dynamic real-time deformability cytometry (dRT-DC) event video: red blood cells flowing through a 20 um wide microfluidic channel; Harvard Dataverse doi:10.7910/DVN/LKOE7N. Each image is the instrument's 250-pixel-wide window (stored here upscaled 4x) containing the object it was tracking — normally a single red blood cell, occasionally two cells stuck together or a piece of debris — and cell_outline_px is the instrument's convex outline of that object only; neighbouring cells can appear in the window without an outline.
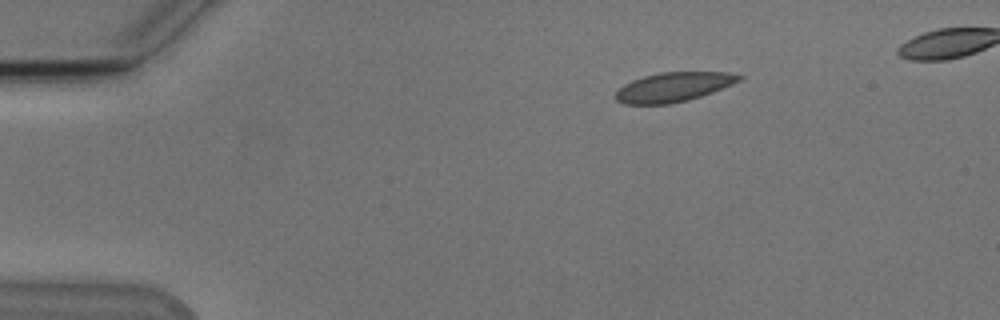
{"species": "Egyptian fruit bat (a non-hibernating species)", "species_latin": "Rousettus aegyptiacus", "temperature_condition": "cold", "stored_images_in_passage": 44, "camera_frame_rate_fps": 3000, "um_per_image_px": 0.085, "animal": {"sex": "male"}, "frame": {"image": 1, "passage_image": 1, "time_ms": 0.0, "image_size_px": [1000, 320], "cell_outline_px": [[744, 76], [740, 80], [732, 84], [712, 92], [688, 100], [668, 104], [624, 104], [616, 100], [616, 92], [624, 84], [632, 80], [644, 76], [660, 72], [728, 72]], "centroid_in_image_um": [57.24, 7.39], "position_along_channel_um": 27.8, "area_um2": 20.98}}
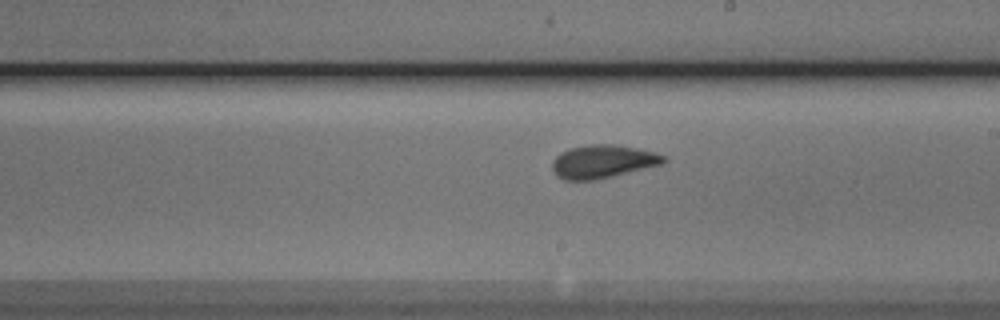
{"frame": {"image": 2, "passage_image": 23, "time_ms": 7.333, "image_size_px": [1000, 320], "cell_outline_px": [[668, 160], [664, 164], [612, 176], [592, 180], [564, 180], [552, 168], [552, 160], [560, 152], [568, 148], [588, 144], [612, 144], [636, 148], [656, 152], [668, 156]], "centroid_in_image_um": [51.28, 13.71], "position_along_channel_um": 237.7, "area_um2": 21.68}}
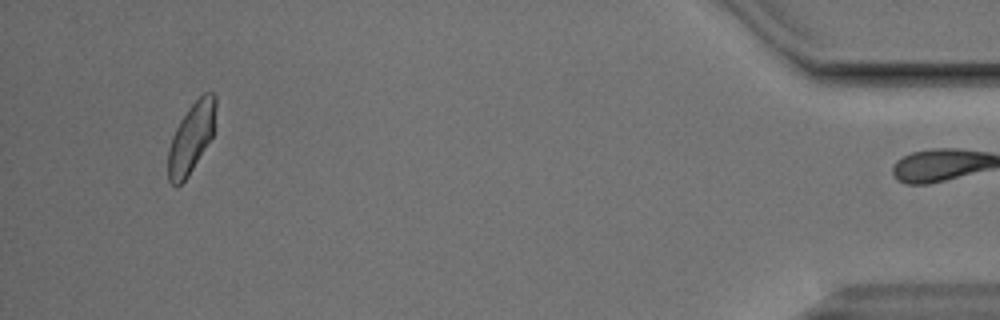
{"frame": {"image": 3, "passage_image": 43, "time_ms": 14.0, "image_size_px": [1000, 320], "cell_outline_px": [[216, 108], [212, 136], [188, 176], [176, 188], [168, 180], [168, 148], [172, 136], [180, 120], [188, 108], [204, 92], [212, 92], [216, 96]], "centroid_in_image_um": [16.24, 11.71], "position_along_channel_um": 419.0, "area_um2": 19.31}, "authors_computed_cell_mechanics": {"area_um2": 20.9525, "velocity_mm_per_s": 3.8112, "shape_relaxation_time_tau1_ms": 3.2929, "shape_relaxation_time_tau2_ms": 0.6622, "deformation_change_tau1": 0.0987, "deformation_change_tau2": 0.0315}}